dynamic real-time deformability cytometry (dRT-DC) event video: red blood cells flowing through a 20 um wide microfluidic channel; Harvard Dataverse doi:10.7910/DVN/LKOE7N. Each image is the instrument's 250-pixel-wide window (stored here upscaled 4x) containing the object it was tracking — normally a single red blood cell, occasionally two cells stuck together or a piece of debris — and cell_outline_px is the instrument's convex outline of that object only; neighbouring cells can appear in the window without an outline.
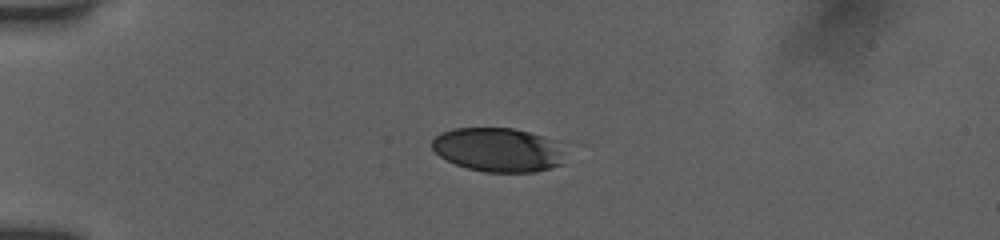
{"species": "human", "species_latin": "Homo sapiens", "temperature_condition": "room temperature", "stored_images_in_passage": 40, "camera_frame_rate_fps": 3000, "um_per_image_px": 0.085, "donor": {"sex": "female"}, "frame": {"image": 1, "passage_image": 1, "time_ms": 0.0, "image_size_px": [1000, 240], "cell_outline_px": [[560, 164], [536, 172], [484, 172], [468, 168], [456, 164], [440, 156], [432, 148], [432, 140], [436, 136], [452, 128], [512, 128], [544, 136], [556, 140]], "centroid_in_image_um": [42.26, 12.72], "position_along_channel_um": 42.7, "area_um2": 33.47}}
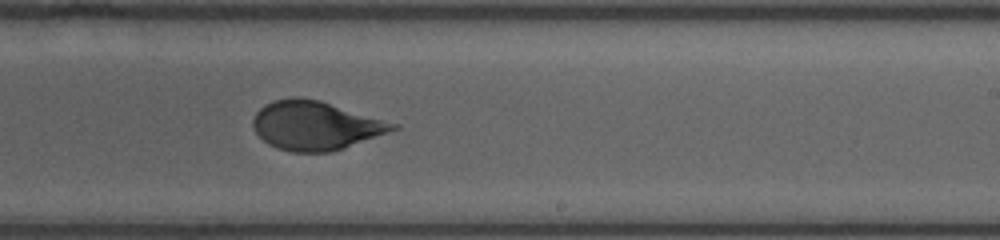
{"frame": {"image": 2, "passage_image": 21, "time_ms": 6.667, "image_size_px": [1000, 240], "cell_outline_px": [[400, 128], [344, 148], [332, 152], [292, 152], [276, 148], [268, 144], [256, 132], [252, 124], [252, 120], [256, 112], [264, 104], [272, 100], [292, 96], [300, 96], [320, 100], [400, 124]], "centroid_in_image_um": [26.81, 10.65], "position_along_channel_um": 262.2, "area_um2": 40.11}}
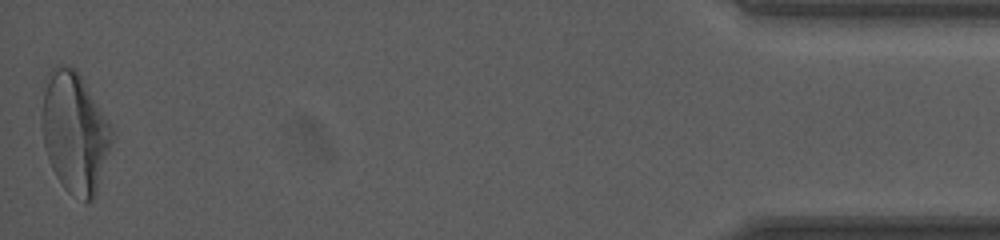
{"frame": {"image": 3, "passage_image": 40, "time_ms": 13.0, "image_size_px": [1000, 240], "cell_outline_px": [[112, 144], [96, 192], [92, 200], [84, 200], [68, 192], [64, 188], [56, 176], [52, 168], [44, 148], [40, 120], [40, 116], [44, 92], [48, 72], [56, 64], [60, 64], [76, 68], [80, 72], [112, 128]], "centroid_in_image_um": [6.32, 11.21], "position_along_channel_um": 428.9, "area_um2": 49.36}, "authors_computed_cell_mechanics": {"area_um2": 39.882, "velocity_mm_per_s": 3.9163, "shape_relaxation_time_tau1_ms": 3.7874, "shape_relaxation_time_tau2_ms": 0.9095, "deformation_change_tau1": 0.1485, "deformation_change_tau2": 0.0655}}